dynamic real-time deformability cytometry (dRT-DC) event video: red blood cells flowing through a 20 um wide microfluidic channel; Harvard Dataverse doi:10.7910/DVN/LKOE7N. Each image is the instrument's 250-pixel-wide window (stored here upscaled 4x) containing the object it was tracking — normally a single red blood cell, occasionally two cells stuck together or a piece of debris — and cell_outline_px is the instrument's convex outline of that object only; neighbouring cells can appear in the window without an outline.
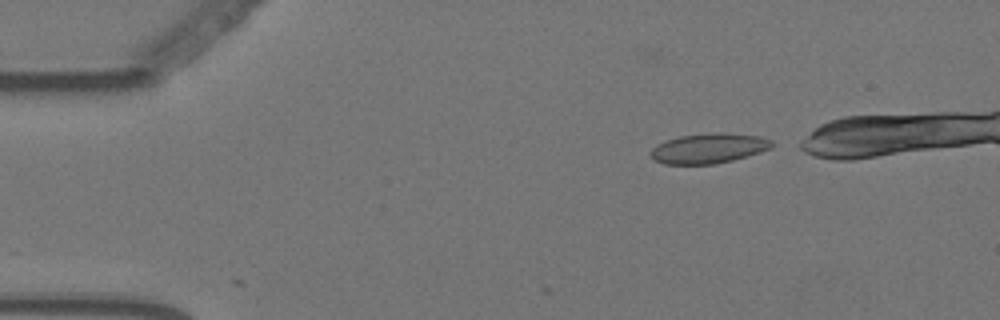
{"species": "Egyptian fruit bat (a non-hibernating species)", "species_latin": "Rousettus aegyptiacus", "temperature_condition": "warm", "stored_images_in_passage": 2, "camera_frame_rate_fps": 3000, "um_per_image_px": 0.085, "animal": {"sex": "female"}, "frame": {"image": 1, "passage_image": 2, "time_ms": 0.333, "image_size_px": [1000, 320], "cell_outline_px": [[772, 148], [760, 152], [732, 160], [712, 164], [664, 164], [656, 160], [648, 152], [656, 144], [664, 140], [680, 136], [716, 132], [724, 132], [760, 136], [772, 140]], "centroid_in_image_um": [60.22, 12.59], "position_along_channel_um": 24.8, "area_um2": 21.21}}